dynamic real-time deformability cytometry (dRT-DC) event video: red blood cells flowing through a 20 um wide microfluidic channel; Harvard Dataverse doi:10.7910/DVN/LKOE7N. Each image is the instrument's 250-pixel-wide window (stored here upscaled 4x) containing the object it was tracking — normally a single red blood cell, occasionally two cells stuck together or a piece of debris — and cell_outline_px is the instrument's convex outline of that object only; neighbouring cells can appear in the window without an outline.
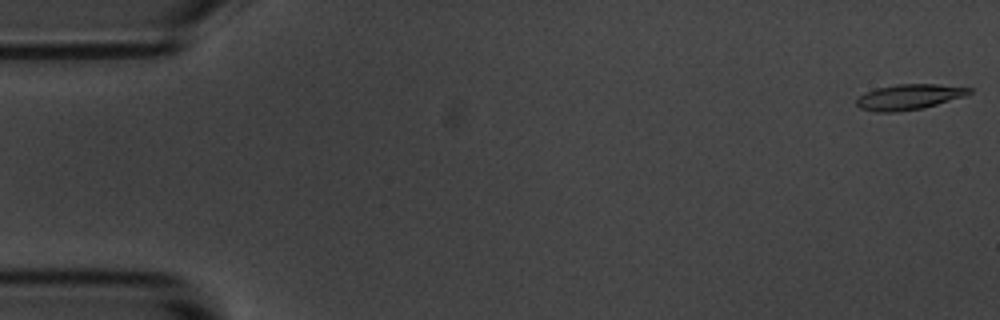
{"species": "common noctule bat (a hibernating species)", "species_latin": "Nyctalus noctula", "temperature_condition": "room temperature", "stored_images_in_passage": 52, "camera_frame_rate_fps": 3000, "um_per_image_px": 0.085, "animal": {"sex": "male", "body_mass_g": 20.1, "forearm_length_mm": 53.5}, "frame": {"image": 1, "passage_image": 1, "time_ms": 0.0, "image_size_px": [1000, 320], "cell_outline_px": [[972, 92], [964, 96], [924, 108], [896, 112], [876, 112], [860, 108], [856, 104], [856, 100], [860, 96], [876, 88], [896, 84], [936, 84], [972, 88]], "centroid_in_image_um": [77.27, 8.24], "position_along_channel_um": 7.7, "area_um2": 16.59}}
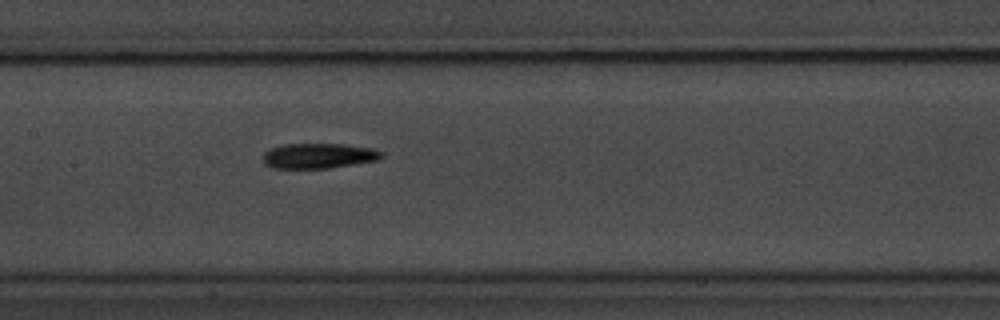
{"frame": {"image": 2, "passage_image": 26, "time_ms": 8.333, "image_size_px": [1000, 320], "cell_outline_px": [[384, 156], [376, 160], [328, 168], [272, 168], [264, 164], [264, 152], [268, 148], [284, 144], [344, 144], [376, 148], [384, 152]], "centroid_in_image_um": [27.09, 13.23], "position_along_channel_um": 180.3, "area_um2": 17.51}}
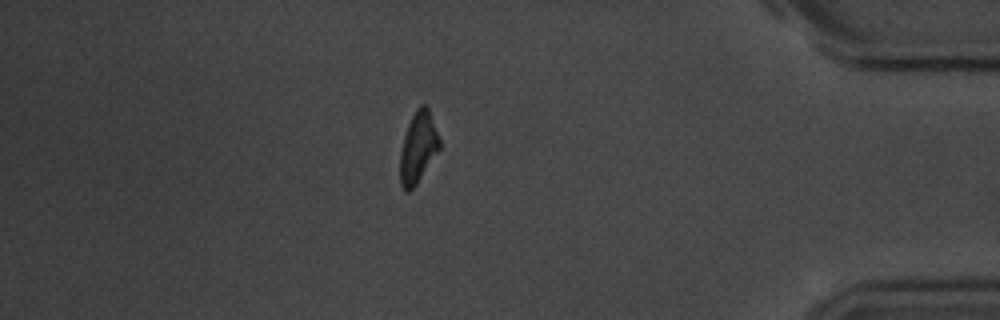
{"frame": {"image": 3, "passage_image": 47, "time_ms": 15.333, "image_size_px": [1000, 320], "cell_outline_px": [[440, 148], [416, 184], [408, 192], [404, 192], [400, 184], [400, 152], [404, 136], [408, 124], [416, 108], [420, 104], [424, 104], [428, 108], [440, 140]], "centroid_in_image_um": [35.52, 12.54], "position_along_channel_um": 399.7, "area_um2": 16.13}}